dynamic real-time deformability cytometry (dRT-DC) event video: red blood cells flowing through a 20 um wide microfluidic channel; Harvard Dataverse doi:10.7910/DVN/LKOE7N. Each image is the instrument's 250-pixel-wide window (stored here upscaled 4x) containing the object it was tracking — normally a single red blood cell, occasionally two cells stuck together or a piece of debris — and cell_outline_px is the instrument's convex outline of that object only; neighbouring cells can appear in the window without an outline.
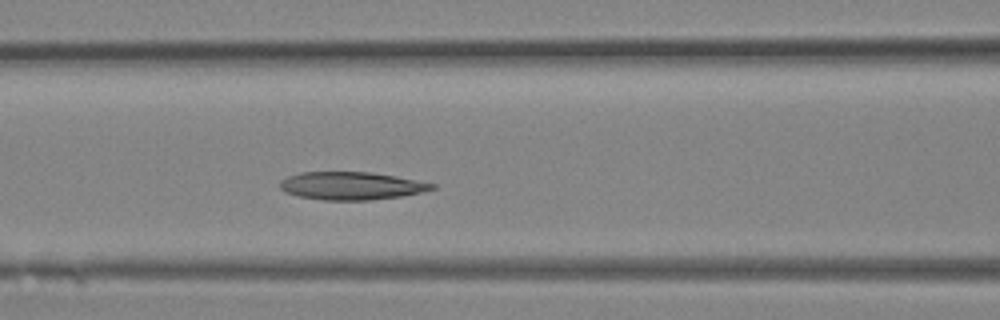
{"species": "Egyptian fruit bat (a non-hibernating species)", "species_latin": "Rousettus aegyptiacus", "temperature_condition": "room temperature", "stored_images_in_passage": 12, "camera_frame_rate_fps": 3000, "um_per_image_px": 0.085, "animal": {"sex": "female"}, "frame": {"image": 1, "passage_image": 10, "time_ms": 3.0, "image_size_px": [1000, 320], "cell_outline_px": [[436, 188], [424, 192], [404, 196], [368, 200], [324, 200], [300, 196], [284, 192], [280, 188], [280, 180], [288, 176], [300, 172], [372, 172], [396, 176], [436, 184]], "centroid_in_image_um": [29.88, 15.79], "position_along_channel_um": 136.7, "area_um2": 24.8}}
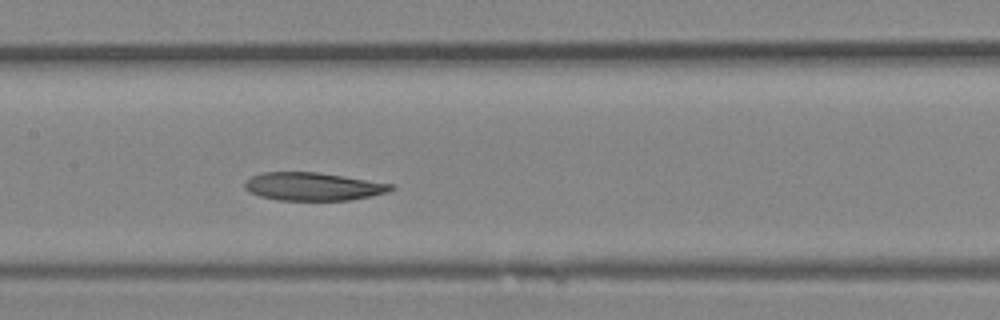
{"frame": {"image": 2, "passage_image": 12, "time_ms": 3.667, "image_size_px": [1000, 320], "cell_outline_px": [[396, 188], [388, 192], [372, 196], [352, 200], [276, 200], [260, 196], [248, 192], [244, 188], [244, 180], [252, 176], [264, 172], [316, 172], [344, 176], [392, 184]], "centroid_in_image_um": [26.59, 15.86], "position_along_channel_um": 180.8, "area_um2": 24.04}}